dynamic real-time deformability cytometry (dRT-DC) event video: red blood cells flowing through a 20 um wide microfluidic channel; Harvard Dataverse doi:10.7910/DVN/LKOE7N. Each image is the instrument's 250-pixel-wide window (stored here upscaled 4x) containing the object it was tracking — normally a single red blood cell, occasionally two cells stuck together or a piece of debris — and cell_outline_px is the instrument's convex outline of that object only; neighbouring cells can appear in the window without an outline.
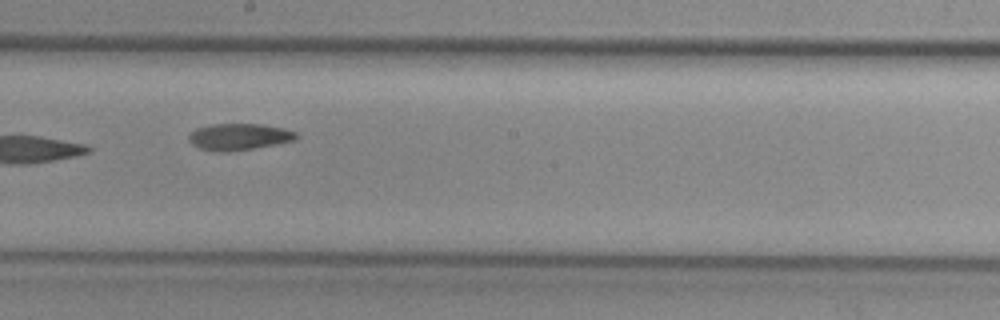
{"species": "common noctule bat (a hibernating species)", "species_latin": "Nyctalus noctula", "temperature_condition": "cold", "stored_images_in_passage": 12, "camera_frame_rate_fps": 3000, "um_per_image_px": 0.085, "animal": {"sex": "female", "body_mass_g": 29.2, "forearm_length_mm": 56.3}, "frame": {"image": 1, "passage_image": 6, "time_ms": 1.667, "image_size_px": [1000, 320], "cell_outline_px": [[300, 136], [296, 140], [276, 144], [228, 152], [216, 152], [200, 148], [192, 144], [188, 140], [188, 136], [196, 128], [212, 124], [260, 124], [284, 128], [296, 132]], "centroid_in_image_um": [20.33, 11.62], "position_along_channel_um": 227.9, "area_um2": 16.7}}
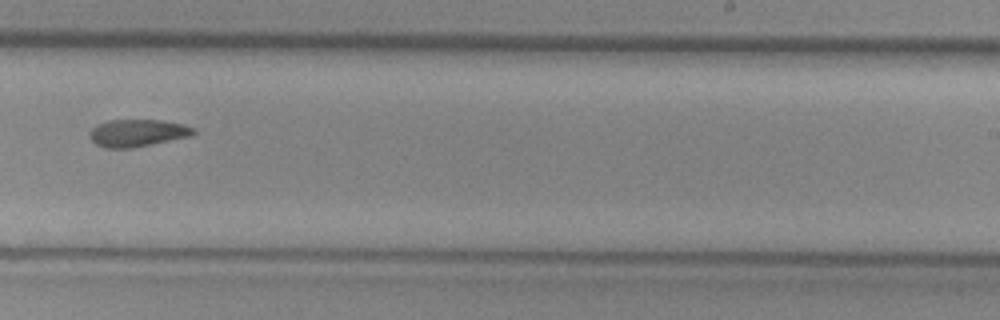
{"frame": {"image": 2, "passage_image": 7, "time_ms": 2.0, "image_size_px": [1000, 320], "cell_outline_px": [[196, 132], [192, 136], [132, 148], [104, 148], [96, 144], [88, 136], [88, 132], [96, 124], [108, 120], [160, 120], [184, 124], [196, 128]], "centroid_in_image_um": [11.68, 11.3], "position_along_channel_um": 277.3, "area_um2": 16.76}}
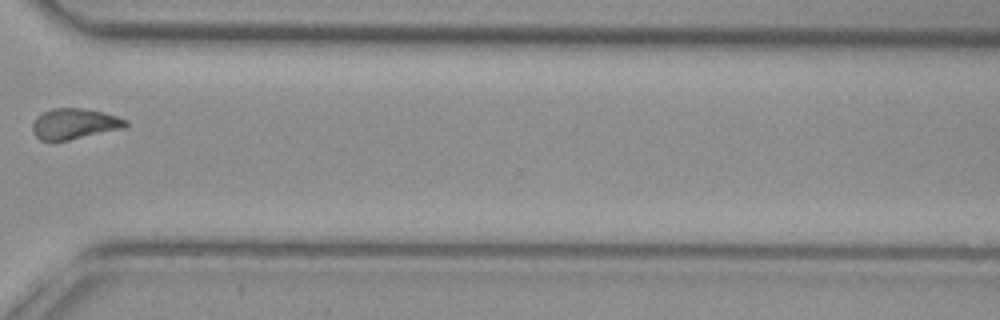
{"frame": {"image": 3, "passage_image": 9, "time_ms": 2.667, "image_size_px": [1000, 320], "cell_outline_px": [[128, 124], [124, 128], [68, 140], [40, 140], [36, 136], [32, 128], [32, 124], [36, 116], [52, 108], [80, 108], [100, 112], [116, 116], [128, 120]], "centroid_in_image_um": [6.31, 10.52], "position_along_channel_um": 364.3, "area_um2": 16.42}}